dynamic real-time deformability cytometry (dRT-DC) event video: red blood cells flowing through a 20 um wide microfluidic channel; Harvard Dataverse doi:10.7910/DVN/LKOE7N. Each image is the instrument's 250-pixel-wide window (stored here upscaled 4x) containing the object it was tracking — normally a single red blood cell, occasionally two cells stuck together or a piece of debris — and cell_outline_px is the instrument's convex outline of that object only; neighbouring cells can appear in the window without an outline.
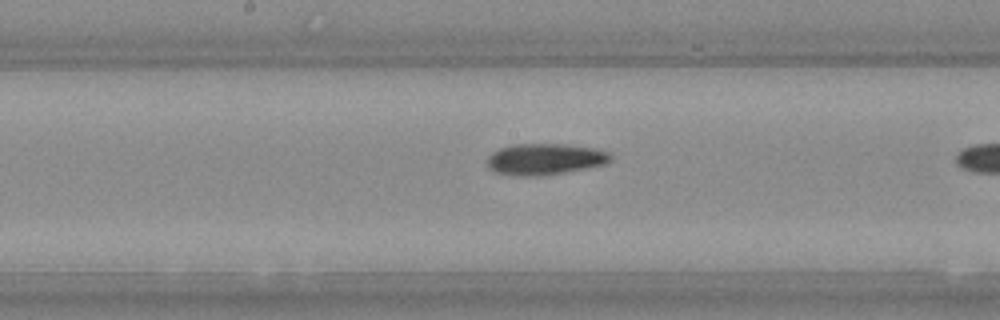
{"species": "Egyptian fruit bat (a non-hibernating species)", "species_latin": "Rousettus aegyptiacus", "temperature_condition": "warm", "stored_images_in_passage": 12, "camera_frame_rate_fps": 3000, "um_per_image_px": 0.085, "animal": {"sex": "female"}, "frame": {"image": 1, "passage_image": 10, "time_ms": 3.0, "image_size_px": [1000, 320], "cell_outline_px": [[612, 160], [604, 164], [544, 176], [516, 176], [496, 172], [488, 168], [488, 156], [492, 152], [500, 148], [512, 144], [568, 144], [596, 148], [608, 152], [612, 156]], "centroid_in_image_um": [46.31, 13.52], "position_along_channel_um": 201.9, "area_um2": 22.6}}